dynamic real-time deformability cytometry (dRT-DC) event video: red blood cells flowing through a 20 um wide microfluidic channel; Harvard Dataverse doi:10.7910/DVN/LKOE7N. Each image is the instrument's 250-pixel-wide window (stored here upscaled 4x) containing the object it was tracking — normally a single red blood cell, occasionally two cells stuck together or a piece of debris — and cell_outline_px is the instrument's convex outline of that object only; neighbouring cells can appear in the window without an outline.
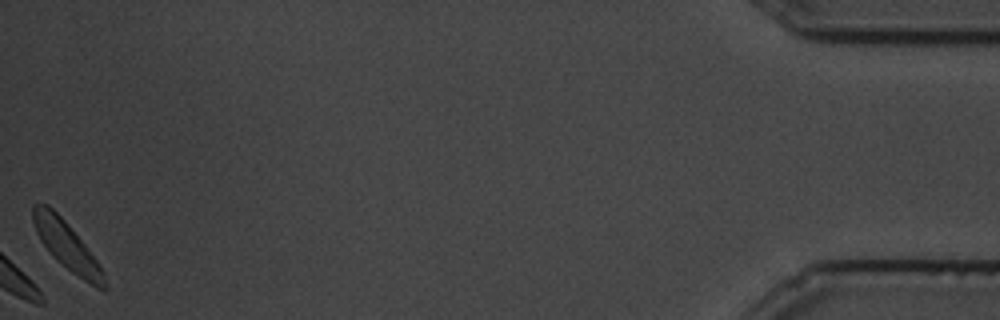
{"species": "common noctule bat (a hibernating species)", "species_latin": "Nyctalus noctula", "temperature_condition": "cold", "stored_images_in_passage": 22, "camera_frame_rate_fps": 3000, "um_per_image_px": 0.085, "animal": {"sex": "male", "body_mass_g": 19.5, "forearm_length_mm": 54.6}, "frame": {"image": 1, "passage_image": 22, "time_ms": 7.0, "image_size_px": [1000, 320], "cell_outline_px": [[108, 288], [104, 292], [96, 288], [60, 264], [52, 256], [40, 240], [36, 232], [32, 220], [32, 204], [44, 204], [52, 208], [68, 224], [84, 244], [96, 260], [108, 284]], "centroid_in_image_um": [5.67, 20.92], "position_along_channel_um": 429.5, "area_um2": 19.77}}